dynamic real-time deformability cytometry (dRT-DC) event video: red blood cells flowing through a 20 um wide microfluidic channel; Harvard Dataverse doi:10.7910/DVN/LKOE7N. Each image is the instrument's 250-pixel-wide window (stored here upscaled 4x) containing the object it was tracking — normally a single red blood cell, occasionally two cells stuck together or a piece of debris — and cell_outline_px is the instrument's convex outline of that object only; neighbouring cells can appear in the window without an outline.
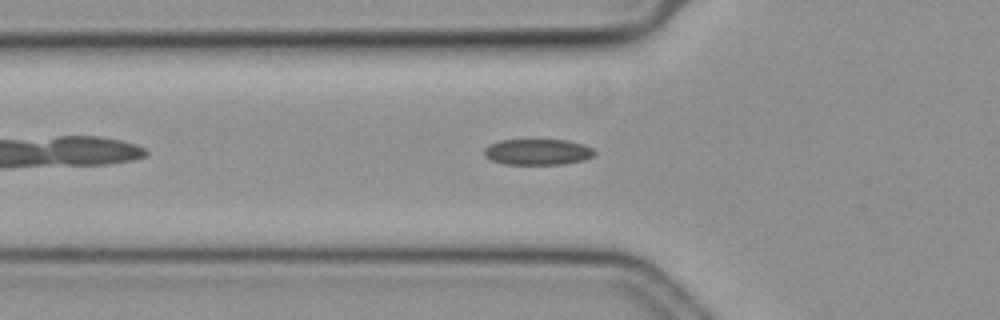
{"species": "common noctule bat (a hibernating species)", "species_latin": "Nyctalus noctula", "temperature_condition": "cold", "stored_images_in_passage": 45, "camera_frame_rate_fps": 3000, "um_per_image_px": 0.085, "animal": {"sex": "female", "body_mass_g": 19.3, "forearm_length_mm": 54.1}, "frame": {"image": 1, "passage_image": 8, "time_ms": 2.333, "image_size_px": [1000, 320], "cell_outline_px": [[596, 152], [592, 156], [584, 160], [564, 164], [504, 164], [492, 160], [484, 156], [484, 148], [488, 144], [500, 140], [568, 140], [584, 144], [592, 148]], "centroid_in_image_um": [45.69, 12.91], "position_along_channel_um": 80.1, "area_um2": 16.76}}
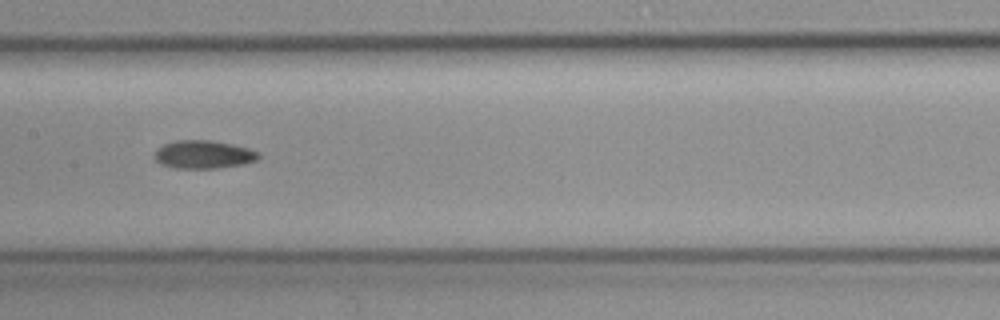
{"frame": {"image": 2, "passage_image": 17, "time_ms": 5.333, "image_size_px": [1000, 320], "cell_outline_px": [[260, 156], [256, 160], [244, 164], [216, 168], [172, 168], [160, 164], [152, 156], [156, 148], [164, 144], [176, 140], [212, 140], [232, 144], [248, 148], [260, 152]], "centroid_in_image_um": [17.26, 13.13], "position_along_channel_um": 190.1, "area_um2": 17.28}}
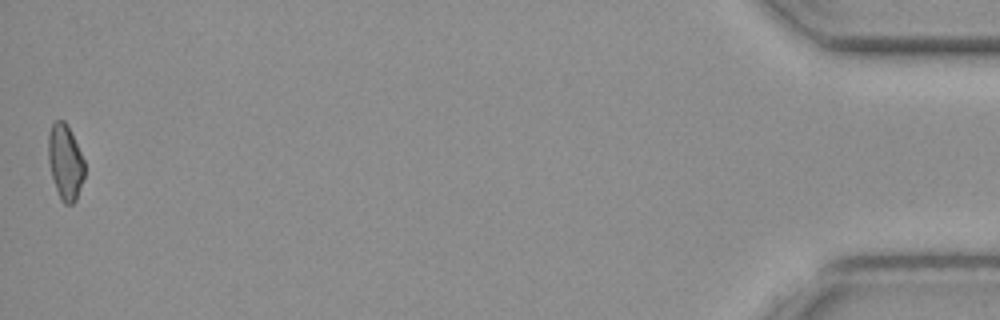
{"frame": {"image": 3, "passage_image": 45, "time_ms": 14.667, "image_size_px": [1000, 320], "cell_outline_px": [[84, 176], [76, 200], [72, 204], [64, 204], [60, 200], [52, 176], [48, 160], [48, 132], [52, 124], [56, 120], [64, 120], [84, 160]], "centroid_in_image_um": [5.53, 13.79], "position_along_channel_um": 429.7, "area_um2": 15.66}, "authors_computed_cell_mechanics": {"area_um2": 16.7042, "velocity_mm_per_s": 3.6502, "shape_relaxation_time_tau1_ms": 8.0195, "shape_relaxation_time_tau2_ms": 6.9199, "deformation_change_tau1": 0.1284, "deformation_change_tau2": 0.1411}}